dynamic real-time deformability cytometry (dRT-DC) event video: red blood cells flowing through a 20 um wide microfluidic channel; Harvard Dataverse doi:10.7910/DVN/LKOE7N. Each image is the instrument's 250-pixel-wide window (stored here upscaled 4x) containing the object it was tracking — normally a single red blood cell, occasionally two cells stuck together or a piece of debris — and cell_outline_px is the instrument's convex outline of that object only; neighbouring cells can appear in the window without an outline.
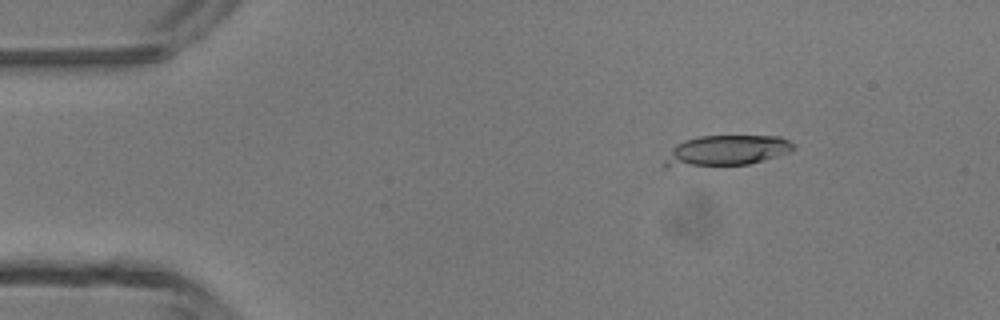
{"species": "common noctule bat (a hibernating species)", "species_latin": "Nyctalus noctula", "temperature_condition": "room temperature", "stored_images_in_passage": 5, "camera_frame_rate_fps": 3000, "um_per_image_px": 0.085, "animal": {"sex": "male", "body_mass_g": 13.3}, "frame": {"image": 1, "passage_image": 2, "time_ms": 1.333, "image_size_px": [1000, 320], "cell_outline_px": [[796, 148], [788, 152], [764, 160], [748, 164], [664, 168], [664, 160], [672, 148], [676, 144], [684, 140], [700, 136], [780, 136], [796, 144]], "centroid_in_image_um": [61.72, 12.81], "position_along_channel_um": 23.3, "area_um2": 23.12}}